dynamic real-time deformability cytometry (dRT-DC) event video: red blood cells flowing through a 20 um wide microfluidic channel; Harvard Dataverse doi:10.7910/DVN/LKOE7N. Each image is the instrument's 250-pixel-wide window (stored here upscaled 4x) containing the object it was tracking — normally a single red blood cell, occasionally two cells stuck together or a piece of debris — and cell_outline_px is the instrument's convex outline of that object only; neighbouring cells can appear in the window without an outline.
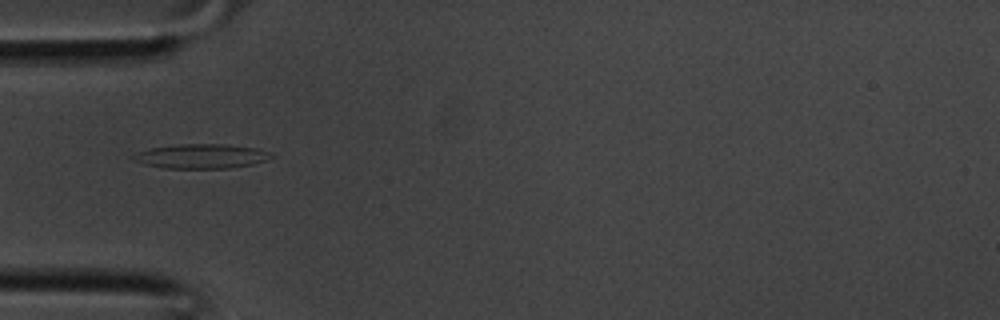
{"species": "common noctule bat (a hibernating species)", "species_latin": "Nyctalus noctula", "temperature_condition": "room temperature", "stored_images_in_passage": 26, "camera_frame_rate_fps": 3000, "um_per_image_px": 0.085, "animal": {"sex": "male", "body_mass_g": 20.1, "forearm_length_mm": 53.5}, "frame": {"image": 1, "passage_image": 1, "time_ms": 0.0, "image_size_px": [1000, 320], "cell_outline_px": [[272, 156], [268, 160], [252, 164], [228, 168], [164, 168], [144, 164], [136, 160], [132, 156], [136, 152], [152, 148], [180, 144], [224, 144], [256, 148], [272, 152]], "centroid_in_image_um": [17.15, 13.28], "position_along_channel_um": 67.9, "area_um2": 19.48}}
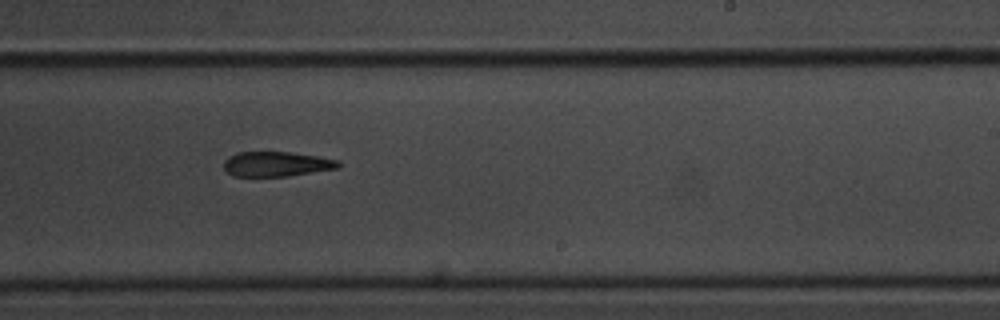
{"frame": {"image": 2, "passage_image": 12, "time_ms": 3.667, "image_size_px": [1000, 320], "cell_outline_px": [[340, 168], [288, 176], [232, 176], [224, 168], [224, 160], [228, 156], [236, 152], [288, 152], [316, 156], [340, 160]], "centroid_in_image_um": [23.5, 13.94], "position_along_channel_um": 265.5, "area_um2": 16.65}}
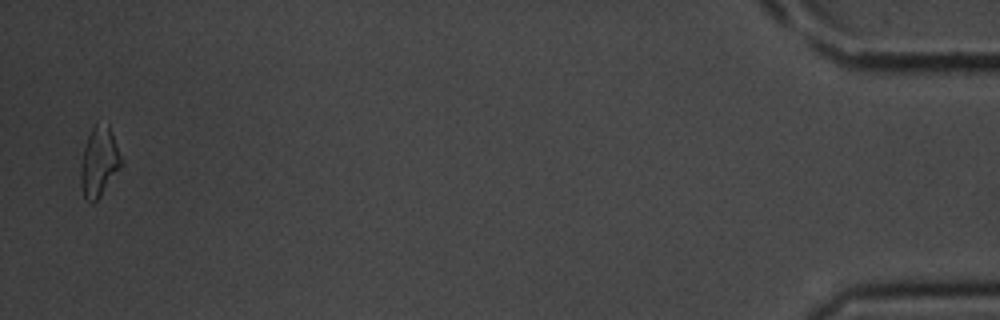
{"frame": {"image": 3, "passage_image": 26, "time_ms": 8.333, "image_size_px": [1000, 320], "cell_outline_px": [[124, 164], [100, 196], [92, 204], [84, 196], [80, 184], [80, 172], [84, 148], [88, 136], [92, 128], [96, 124], [108, 124], [124, 160]], "centroid_in_image_um": [8.45, 13.77], "position_along_channel_um": 426.7, "area_um2": 16.47}}